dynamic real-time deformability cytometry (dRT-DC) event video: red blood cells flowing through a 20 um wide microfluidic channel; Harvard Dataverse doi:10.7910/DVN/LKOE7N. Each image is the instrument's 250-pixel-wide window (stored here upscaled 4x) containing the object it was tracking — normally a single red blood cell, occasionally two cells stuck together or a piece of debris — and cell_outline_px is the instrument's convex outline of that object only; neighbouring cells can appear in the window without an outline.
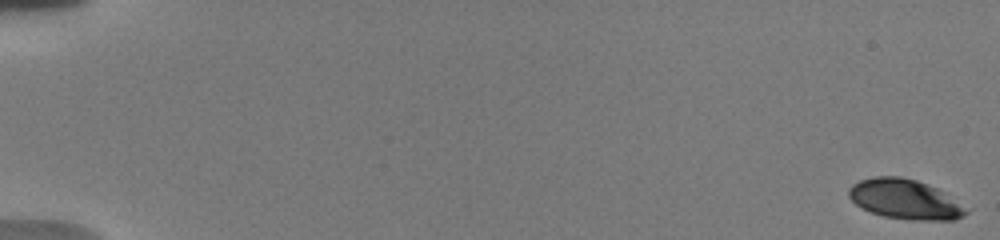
{"species": "human", "species_latin": "Homo sapiens", "temperature_condition": "warm", "stored_images_in_passage": 16, "camera_frame_rate_fps": 3000, "um_per_image_px": 0.085, "donor": {"sex": "male"}, "frame": {"image": 1, "passage_image": 1, "time_ms": 0.0, "image_size_px": [1000, 240], "cell_outline_px": [[972, 208], [964, 216], [956, 220], [912, 220], [884, 216], [872, 212], [856, 204], [848, 196], [848, 188], [852, 184], [860, 180], [872, 176], [900, 176], [916, 180], [928, 184], [936, 188]], "centroid_in_image_um": [76.98, 16.93], "position_along_channel_um": 8.0, "area_um2": 27.51}}
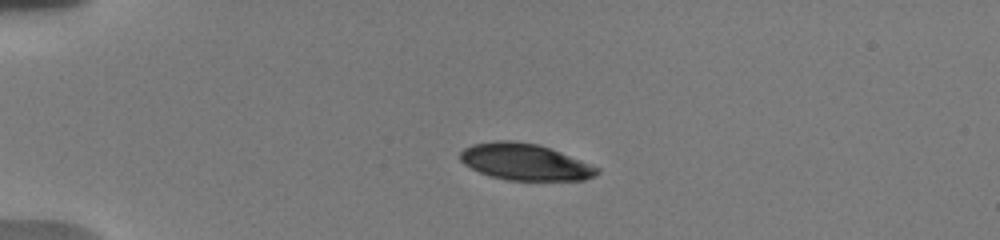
{"frame": {"image": 2, "passage_image": 11, "time_ms": 4.667, "image_size_px": [1000, 240], "cell_outline_px": [[600, 172], [596, 176], [584, 180], [508, 180], [488, 176], [464, 164], [460, 160], [460, 152], [464, 148], [472, 144], [496, 140], [512, 140], [540, 144], [592, 164], [600, 168]], "centroid_in_image_um": [44.64, 13.76], "position_along_channel_um": 40.4, "area_um2": 29.42}}